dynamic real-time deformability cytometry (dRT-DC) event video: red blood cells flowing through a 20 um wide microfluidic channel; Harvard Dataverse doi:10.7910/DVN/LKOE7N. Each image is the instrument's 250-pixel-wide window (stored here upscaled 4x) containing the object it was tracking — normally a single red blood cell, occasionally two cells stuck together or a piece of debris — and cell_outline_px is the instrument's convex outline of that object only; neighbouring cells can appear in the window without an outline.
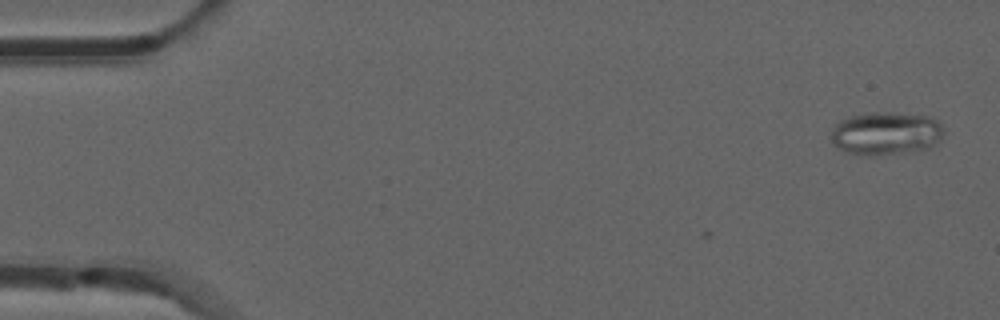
{"species": "common noctule bat (a hibernating species)", "species_latin": "Nyctalus noctula", "temperature_condition": "room temperature", "stored_images_in_passage": 3, "camera_frame_rate_fps": 3000, "um_per_image_px": 0.085, "animal": {"sex": "male", "forearm_length_mm": 52.5}, "frame": {"image": 1, "passage_image": 3, "time_ms": 0.667, "image_size_px": [1000, 320], "cell_outline_px": [[944, 132], [940, 140], [936, 144], [928, 148], [900, 152], [848, 152], [836, 148], [832, 144], [832, 128], [840, 120], [848, 116], [872, 112], [888, 112], [928, 116], [936, 120], [940, 124]], "centroid_in_image_um": [75.3, 11.28], "position_along_channel_um": 9.7, "area_um2": 27.46}}